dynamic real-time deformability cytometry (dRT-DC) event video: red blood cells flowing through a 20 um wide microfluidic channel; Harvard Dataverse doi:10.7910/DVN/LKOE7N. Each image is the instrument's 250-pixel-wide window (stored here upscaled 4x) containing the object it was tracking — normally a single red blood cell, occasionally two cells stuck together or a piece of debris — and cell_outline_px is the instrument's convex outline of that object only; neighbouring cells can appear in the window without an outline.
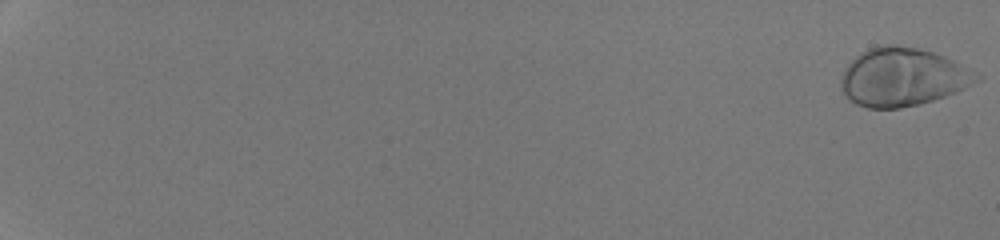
{"species": "human", "species_latin": "Homo sapiens", "temperature_condition": "room temperature", "stored_images_in_passage": 53, "camera_frame_rate_fps": 3000, "um_per_image_px": 0.085, "donor": {"sex": "male"}, "frame": {"image": 1, "passage_image": 1, "time_ms": 0.0, "image_size_px": [1000, 240], "cell_outline_px": [[984, 76], [980, 80], [956, 92], [920, 104], [900, 108], [868, 108], [856, 104], [844, 96], [840, 84], [840, 80], [844, 68], [860, 52], [876, 44], [896, 44], [920, 48], [936, 52]], "centroid_in_image_um": [76.7, 6.53], "position_along_channel_um": 8.3, "area_um2": 46.47}}
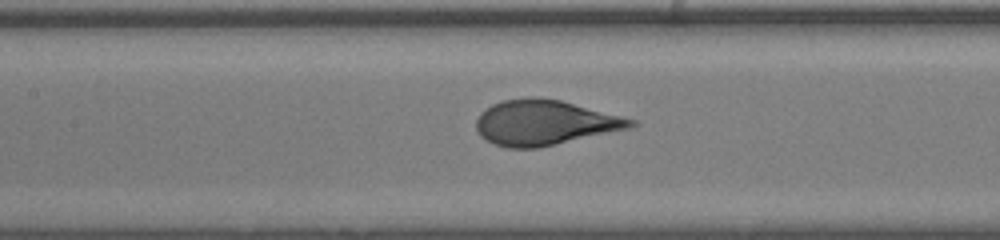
{"frame": {"image": 2, "passage_image": 30, "time_ms": 9.667, "image_size_px": [1000, 240], "cell_outline_px": [[640, 124], [632, 128], [536, 148], [508, 148], [484, 140], [480, 136], [476, 128], [476, 120], [480, 112], [492, 104], [504, 100], [528, 96], [532, 96], [560, 100], [636, 120]], "centroid_in_image_um": [46.28, 10.42], "position_along_channel_um": 161.1, "area_um2": 40.63}}
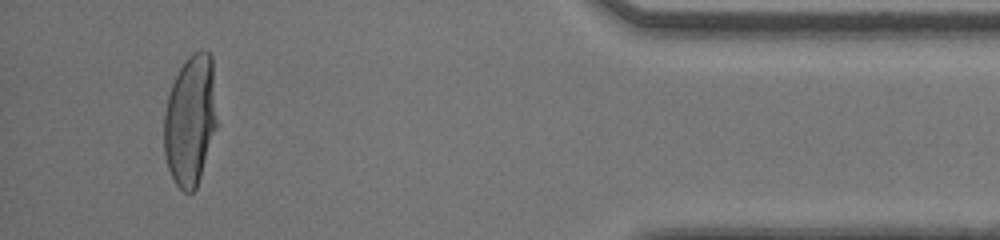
{"frame": {"image": 3, "passage_image": 51, "time_ms": 16.667, "image_size_px": [1000, 240], "cell_outline_px": [[220, 124], [196, 188], [192, 192], [184, 192], [176, 184], [168, 168], [164, 156], [164, 112], [168, 96], [172, 84], [184, 60], [192, 52], [200, 48], [204, 48], [212, 56]], "centroid_in_image_um": [16.24, 10.18], "position_along_channel_um": 419.0, "area_um2": 41.79}, "authors_computed_cell_mechanics": {"area_um2": 41.1536, "velocity_mm_per_s": 4.272, "shape_relaxation_time_tau1_ms": 3.6108, "shape_relaxation_time_tau2_ms": null, "deformation_change_tau1": 0.2147, "deformation_change_tau2": null}}